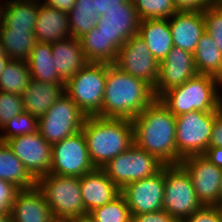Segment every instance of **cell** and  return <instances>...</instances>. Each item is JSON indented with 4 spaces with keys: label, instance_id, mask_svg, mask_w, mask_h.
Listing matches in <instances>:
<instances>
[{
    "label": "cell",
    "instance_id": "f907efd6",
    "mask_svg": "<svg viewBox=\"0 0 222 222\" xmlns=\"http://www.w3.org/2000/svg\"><path fill=\"white\" fill-rule=\"evenodd\" d=\"M0 57H8L6 54H5V51H4V47L0 41Z\"/></svg>",
    "mask_w": 222,
    "mask_h": 222
},
{
    "label": "cell",
    "instance_id": "7a4b0ae2",
    "mask_svg": "<svg viewBox=\"0 0 222 222\" xmlns=\"http://www.w3.org/2000/svg\"><path fill=\"white\" fill-rule=\"evenodd\" d=\"M155 99L153 87L146 81L108 64L102 118L132 120Z\"/></svg>",
    "mask_w": 222,
    "mask_h": 222
},
{
    "label": "cell",
    "instance_id": "f5cc1de1",
    "mask_svg": "<svg viewBox=\"0 0 222 222\" xmlns=\"http://www.w3.org/2000/svg\"><path fill=\"white\" fill-rule=\"evenodd\" d=\"M51 222H68V221L61 220V219H53Z\"/></svg>",
    "mask_w": 222,
    "mask_h": 222
},
{
    "label": "cell",
    "instance_id": "30bf717a",
    "mask_svg": "<svg viewBox=\"0 0 222 222\" xmlns=\"http://www.w3.org/2000/svg\"><path fill=\"white\" fill-rule=\"evenodd\" d=\"M163 165L154 155L134 143L126 151L109 160L101 169L121 190L130 182L154 175Z\"/></svg>",
    "mask_w": 222,
    "mask_h": 222
},
{
    "label": "cell",
    "instance_id": "4316f807",
    "mask_svg": "<svg viewBox=\"0 0 222 222\" xmlns=\"http://www.w3.org/2000/svg\"><path fill=\"white\" fill-rule=\"evenodd\" d=\"M0 179L10 182L20 189L36 186V180L15 156L7 143L0 141Z\"/></svg>",
    "mask_w": 222,
    "mask_h": 222
},
{
    "label": "cell",
    "instance_id": "1f68e13d",
    "mask_svg": "<svg viewBox=\"0 0 222 222\" xmlns=\"http://www.w3.org/2000/svg\"><path fill=\"white\" fill-rule=\"evenodd\" d=\"M98 17L94 0H76L73 9L68 13L71 37L78 39L89 32L96 26Z\"/></svg>",
    "mask_w": 222,
    "mask_h": 222
},
{
    "label": "cell",
    "instance_id": "d590c367",
    "mask_svg": "<svg viewBox=\"0 0 222 222\" xmlns=\"http://www.w3.org/2000/svg\"><path fill=\"white\" fill-rule=\"evenodd\" d=\"M205 32L222 53V3H212L203 11Z\"/></svg>",
    "mask_w": 222,
    "mask_h": 222
},
{
    "label": "cell",
    "instance_id": "6da1fadb",
    "mask_svg": "<svg viewBox=\"0 0 222 222\" xmlns=\"http://www.w3.org/2000/svg\"><path fill=\"white\" fill-rule=\"evenodd\" d=\"M134 143L164 165L180 164L175 141L176 117L156 98L132 119Z\"/></svg>",
    "mask_w": 222,
    "mask_h": 222
},
{
    "label": "cell",
    "instance_id": "bcb514c9",
    "mask_svg": "<svg viewBox=\"0 0 222 222\" xmlns=\"http://www.w3.org/2000/svg\"><path fill=\"white\" fill-rule=\"evenodd\" d=\"M9 61V57H0V75L3 73V69Z\"/></svg>",
    "mask_w": 222,
    "mask_h": 222
},
{
    "label": "cell",
    "instance_id": "8fae6325",
    "mask_svg": "<svg viewBox=\"0 0 222 222\" xmlns=\"http://www.w3.org/2000/svg\"><path fill=\"white\" fill-rule=\"evenodd\" d=\"M94 169L82 130L52 145L49 173L80 178Z\"/></svg>",
    "mask_w": 222,
    "mask_h": 222
},
{
    "label": "cell",
    "instance_id": "681fc988",
    "mask_svg": "<svg viewBox=\"0 0 222 222\" xmlns=\"http://www.w3.org/2000/svg\"><path fill=\"white\" fill-rule=\"evenodd\" d=\"M17 1H22V2H28V3H35V4H42V0H17Z\"/></svg>",
    "mask_w": 222,
    "mask_h": 222
},
{
    "label": "cell",
    "instance_id": "ffe728a7",
    "mask_svg": "<svg viewBox=\"0 0 222 222\" xmlns=\"http://www.w3.org/2000/svg\"><path fill=\"white\" fill-rule=\"evenodd\" d=\"M79 182L87 215L93 209L112 201L121 193V190L101 168H95L84 174L79 178Z\"/></svg>",
    "mask_w": 222,
    "mask_h": 222
},
{
    "label": "cell",
    "instance_id": "52a82bcc",
    "mask_svg": "<svg viewBox=\"0 0 222 222\" xmlns=\"http://www.w3.org/2000/svg\"><path fill=\"white\" fill-rule=\"evenodd\" d=\"M164 194L162 206L172 217L182 222L203 207L190 175L181 164L164 165Z\"/></svg>",
    "mask_w": 222,
    "mask_h": 222
},
{
    "label": "cell",
    "instance_id": "b9f144b4",
    "mask_svg": "<svg viewBox=\"0 0 222 222\" xmlns=\"http://www.w3.org/2000/svg\"><path fill=\"white\" fill-rule=\"evenodd\" d=\"M209 147H222V106L215 115Z\"/></svg>",
    "mask_w": 222,
    "mask_h": 222
},
{
    "label": "cell",
    "instance_id": "7dc6e473",
    "mask_svg": "<svg viewBox=\"0 0 222 222\" xmlns=\"http://www.w3.org/2000/svg\"><path fill=\"white\" fill-rule=\"evenodd\" d=\"M69 222H94L89 215H85L83 217H79V218H76V219H73Z\"/></svg>",
    "mask_w": 222,
    "mask_h": 222
},
{
    "label": "cell",
    "instance_id": "d6986e66",
    "mask_svg": "<svg viewBox=\"0 0 222 222\" xmlns=\"http://www.w3.org/2000/svg\"><path fill=\"white\" fill-rule=\"evenodd\" d=\"M10 217L13 222H51L55 219L37 185L18 190L10 210Z\"/></svg>",
    "mask_w": 222,
    "mask_h": 222
},
{
    "label": "cell",
    "instance_id": "3957f363",
    "mask_svg": "<svg viewBox=\"0 0 222 222\" xmlns=\"http://www.w3.org/2000/svg\"><path fill=\"white\" fill-rule=\"evenodd\" d=\"M82 132L95 168H102L134 144L133 123L129 119L87 116Z\"/></svg>",
    "mask_w": 222,
    "mask_h": 222
},
{
    "label": "cell",
    "instance_id": "ba28073f",
    "mask_svg": "<svg viewBox=\"0 0 222 222\" xmlns=\"http://www.w3.org/2000/svg\"><path fill=\"white\" fill-rule=\"evenodd\" d=\"M86 117L75 101L64 93L38 119V132L52 146L81 131Z\"/></svg>",
    "mask_w": 222,
    "mask_h": 222
},
{
    "label": "cell",
    "instance_id": "7c38bea8",
    "mask_svg": "<svg viewBox=\"0 0 222 222\" xmlns=\"http://www.w3.org/2000/svg\"><path fill=\"white\" fill-rule=\"evenodd\" d=\"M120 70L140 78L155 87L159 77V63L138 35L131 36L118 51L114 63Z\"/></svg>",
    "mask_w": 222,
    "mask_h": 222
},
{
    "label": "cell",
    "instance_id": "277c9868",
    "mask_svg": "<svg viewBox=\"0 0 222 222\" xmlns=\"http://www.w3.org/2000/svg\"><path fill=\"white\" fill-rule=\"evenodd\" d=\"M220 80L196 74L181 86L163 92L158 99L176 117L194 110L217 111L222 106Z\"/></svg>",
    "mask_w": 222,
    "mask_h": 222
},
{
    "label": "cell",
    "instance_id": "8d00e7d4",
    "mask_svg": "<svg viewBox=\"0 0 222 222\" xmlns=\"http://www.w3.org/2000/svg\"><path fill=\"white\" fill-rule=\"evenodd\" d=\"M24 112L22 95L0 91V130L14 116Z\"/></svg>",
    "mask_w": 222,
    "mask_h": 222
},
{
    "label": "cell",
    "instance_id": "484cf974",
    "mask_svg": "<svg viewBox=\"0 0 222 222\" xmlns=\"http://www.w3.org/2000/svg\"><path fill=\"white\" fill-rule=\"evenodd\" d=\"M78 39L88 63H115L119 48L104 37L96 26Z\"/></svg>",
    "mask_w": 222,
    "mask_h": 222
},
{
    "label": "cell",
    "instance_id": "d4e9b609",
    "mask_svg": "<svg viewBox=\"0 0 222 222\" xmlns=\"http://www.w3.org/2000/svg\"><path fill=\"white\" fill-rule=\"evenodd\" d=\"M1 24L10 30L34 32L38 16V4L17 0L0 2Z\"/></svg>",
    "mask_w": 222,
    "mask_h": 222
},
{
    "label": "cell",
    "instance_id": "cb8c5ba5",
    "mask_svg": "<svg viewBox=\"0 0 222 222\" xmlns=\"http://www.w3.org/2000/svg\"><path fill=\"white\" fill-rule=\"evenodd\" d=\"M138 35L158 63L162 62L174 47L168 19L140 20Z\"/></svg>",
    "mask_w": 222,
    "mask_h": 222
},
{
    "label": "cell",
    "instance_id": "f1b7e54d",
    "mask_svg": "<svg viewBox=\"0 0 222 222\" xmlns=\"http://www.w3.org/2000/svg\"><path fill=\"white\" fill-rule=\"evenodd\" d=\"M33 80L48 83H64L55 68L51 44L37 41L27 60Z\"/></svg>",
    "mask_w": 222,
    "mask_h": 222
},
{
    "label": "cell",
    "instance_id": "5b68a950",
    "mask_svg": "<svg viewBox=\"0 0 222 222\" xmlns=\"http://www.w3.org/2000/svg\"><path fill=\"white\" fill-rule=\"evenodd\" d=\"M36 185L43 193L55 219L69 222L87 215L79 177L49 173L38 179Z\"/></svg>",
    "mask_w": 222,
    "mask_h": 222
},
{
    "label": "cell",
    "instance_id": "74e56055",
    "mask_svg": "<svg viewBox=\"0 0 222 222\" xmlns=\"http://www.w3.org/2000/svg\"><path fill=\"white\" fill-rule=\"evenodd\" d=\"M18 188L10 182L0 179V214L10 215Z\"/></svg>",
    "mask_w": 222,
    "mask_h": 222
},
{
    "label": "cell",
    "instance_id": "f546056e",
    "mask_svg": "<svg viewBox=\"0 0 222 222\" xmlns=\"http://www.w3.org/2000/svg\"><path fill=\"white\" fill-rule=\"evenodd\" d=\"M0 41L10 60L27 61L37 43L35 33L30 30H10L0 25Z\"/></svg>",
    "mask_w": 222,
    "mask_h": 222
},
{
    "label": "cell",
    "instance_id": "f6af8a7d",
    "mask_svg": "<svg viewBox=\"0 0 222 222\" xmlns=\"http://www.w3.org/2000/svg\"><path fill=\"white\" fill-rule=\"evenodd\" d=\"M75 1L76 0H44L42 4L69 13L73 9Z\"/></svg>",
    "mask_w": 222,
    "mask_h": 222
},
{
    "label": "cell",
    "instance_id": "e0dca14e",
    "mask_svg": "<svg viewBox=\"0 0 222 222\" xmlns=\"http://www.w3.org/2000/svg\"><path fill=\"white\" fill-rule=\"evenodd\" d=\"M196 74L193 53L173 47L159 63V77L153 88L156 98L165 91L181 86Z\"/></svg>",
    "mask_w": 222,
    "mask_h": 222
},
{
    "label": "cell",
    "instance_id": "836d02e7",
    "mask_svg": "<svg viewBox=\"0 0 222 222\" xmlns=\"http://www.w3.org/2000/svg\"><path fill=\"white\" fill-rule=\"evenodd\" d=\"M140 20L169 19L177 12L173 0H132Z\"/></svg>",
    "mask_w": 222,
    "mask_h": 222
},
{
    "label": "cell",
    "instance_id": "11a10c76",
    "mask_svg": "<svg viewBox=\"0 0 222 222\" xmlns=\"http://www.w3.org/2000/svg\"><path fill=\"white\" fill-rule=\"evenodd\" d=\"M213 3H222V0H212Z\"/></svg>",
    "mask_w": 222,
    "mask_h": 222
},
{
    "label": "cell",
    "instance_id": "9a60e30c",
    "mask_svg": "<svg viewBox=\"0 0 222 222\" xmlns=\"http://www.w3.org/2000/svg\"><path fill=\"white\" fill-rule=\"evenodd\" d=\"M180 164L190 175L195 193L203 206H217L220 193L222 169L203 155H192Z\"/></svg>",
    "mask_w": 222,
    "mask_h": 222
},
{
    "label": "cell",
    "instance_id": "8992f818",
    "mask_svg": "<svg viewBox=\"0 0 222 222\" xmlns=\"http://www.w3.org/2000/svg\"><path fill=\"white\" fill-rule=\"evenodd\" d=\"M107 69L105 63H87L65 84V93L86 116L101 117Z\"/></svg>",
    "mask_w": 222,
    "mask_h": 222
},
{
    "label": "cell",
    "instance_id": "2e32d148",
    "mask_svg": "<svg viewBox=\"0 0 222 222\" xmlns=\"http://www.w3.org/2000/svg\"><path fill=\"white\" fill-rule=\"evenodd\" d=\"M140 19L133 2L126 0L96 20L98 31L120 48L131 36L138 34Z\"/></svg>",
    "mask_w": 222,
    "mask_h": 222
},
{
    "label": "cell",
    "instance_id": "5bb4252c",
    "mask_svg": "<svg viewBox=\"0 0 222 222\" xmlns=\"http://www.w3.org/2000/svg\"><path fill=\"white\" fill-rule=\"evenodd\" d=\"M164 165L154 175L133 181L121 189L131 215L151 213L164 210L162 206L164 194Z\"/></svg>",
    "mask_w": 222,
    "mask_h": 222
},
{
    "label": "cell",
    "instance_id": "60d3db41",
    "mask_svg": "<svg viewBox=\"0 0 222 222\" xmlns=\"http://www.w3.org/2000/svg\"><path fill=\"white\" fill-rule=\"evenodd\" d=\"M177 11H204L212 0H173Z\"/></svg>",
    "mask_w": 222,
    "mask_h": 222
},
{
    "label": "cell",
    "instance_id": "603a6c76",
    "mask_svg": "<svg viewBox=\"0 0 222 222\" xmlns=\"http://www.w3.org/2000/svg\"><path fill=\"white\" fill-rule=\"evenodd\" d=\"M34 33L37 41L49 44L71 36L68 13L38 4Z\"/></svg>",
    "mask_w": 222,
    "mask_h": 222
},
{
    "label": "cell",
    "instance_id": "4fadbf2b",
    "mask_svg": "<svg viewBox=\"0 0 222 222\" xmlns=\"http://www.w3.org/2000/svg\"><path fill=\"white\" fill-rule=\"evenodd\" d=\"M6 143L36 181L49 174L52 146L39 132L17 136Z\"/></svg>",
    "mask_w": 222,
    "mask_h": 222
},
{
    "label": "cell",
    "instance_id": "ac0fdd59",
    "mask_svg": "<svg viewBox=\"0 0 222 222\" xmlns=\"http://www.w3.org/2000/svg\"><path fill=\"white\" fill-rule=\"evenodd\" d=\"M174 47L194 53L205 33L202 11H177L169 19Z\"/></svg>",
    "mask_w": 222,
    "mask_h": 222
},
{
    "label": "cell",
    "instance_id": "9c48e42d",
    "mask_svg": "<svg viewBox=\"0 0 222 222\" xmlns=\"http://www.w3.org/2000/svg\"><path fill=\"white\" fill-rule=\"evenodd\" d=\"M217 111H198L176 116L177 154L183 159L203 155L209 147L212 127Z\"/></svg>",
    "mask_w": 222,
    "mask_h": 222
},
{
    "label": "cell",
    "instance_id": "c3c4849f",
    "mask_svg": "<svg viewBox=\"0 0 222 222\" xmlns=\"http://www.w3.org/2000/svg\"><path fill=\"white\" fill-rule=\"evenodd\" d=\"M0 222H13L10 215H1L0 214Z\"/></svg>",
    "mask_w": 222,
    "mask_h": 222
},
{
    "label": "cell",
    "instance_id": "e575fe53",
    "mask_svg": "<svg viewBox=\"0 0 222 222\" xmlns=\"http://www.w3.org/2000/svg\"><path fill=\"white\" fill-rule=\"evenodd\" d=\"M38 119L29 113L23 112L14 116L4 127L0 130V141L7 142L17 136L26 134H33L38 132Z\"/></svg>",
    "mask_w": 222,
    "mask_h": 222
},
{
    "label": "cell",
    "instance_id": "d6a6232c",
    "mask_svg": "<svg viewBox=\"0 0 222 222\" xmlns=\"http://www.w3.org/2000/svg\"><path fill=\"white\" fill-rule=\"evenodd\" d=\"M94 222H131L132 216L124 196L120 193L107 204L88 213Z\"/></svg>",
    "mask_w": 222,
    "mask_h": 222
},
{
    "label": "cell",
    "instance_id": "7bdbcfd3",
    "mask_svg": "<svg viewBox=\"0 0 222 222\" xmlns=\"http://www.w3.org/2000/svg\"><path fill=\"white\" fill-rule=\"evenodd\" d=\"M126 0H94L95 12L102 16L105 12L121 7Z\"/></svg>",
    "mask_w": 222,
    "mask_h": 222
},
{
    "label": "cell",
    "instance_id": "ab89813d",
    "mask_svg": "<svg viewBox=\"0 0 222 222\" xmlns=\"http://www.w3.org/2000/svg\"><path fill=\"white\" fill-rule=\"evenodd\" d=\"M131 216L132 222H179L165 210Z\"/></svg>",
    "mask_w": 222,
    "mask_h": 222
},
{
    "label": "cell",
    "instance_id": "44dd1931",
    "mask_svg": "<svg viewBox=\"0 0 222 222\" xmlns=\"http://www.w3.org/2000/svg\"><path fill=\"white\" fill-rule=\"evenodd\" d=\"M51 49L56 71L65 84L88 63L77 38L58 40L51 44Z\"/></svg>",
    "mask_w": 222,
    "mask_h": 222
},
{
    "label": "cell",
    "instance_id": "4dcf8cb0",
    "mask_svg": "<svg viewBox=\"0 0 222 222\" xmlns=\"http://www.w3.org/2000/svg\"><path fill=\"white\" fill-rule=\"evenodd\" d=\"M31 79L27 61L10 60L0 75V91L22 95Z\"/></svg>",
    "mask_w": 222,
    "mask_h": 222
},
{
    "label": "cell",
    "instance_id": "ee69618b",
    "mask_svg": "<svg viewBox=\"0 0 222 222\" xmlns=\"http://www.w3.org/2000/svg\"><path fill=\"white\" fill-rule=\"evenodd\" d=\"M203 156L215 166L222 169V147H208Z\"/></svg>",
    "mask_w": 222,
    "mask_h": 222
},
{
    "label": "cell",
    "instance_id": "83f0119b",
    "mask_svg": "<svg viewBox=\"0 0 222 222\" xmlns=\"http://www.w3.org/2000/svg\"><path fill=\"white\" fill-rule=\"evenodd\" d=\"M193 57L198 74L222 79V53L206 32L199 39Z\"/></svg>",
    "mask_w": 222,
    "mask_h": 222
},
{
    "label": "cell",
    "instance_id": "f35d334b",
    "mask_svg": "<svg viewBox=\"0 0 222 222\" xmlns=\"http://www.w3.org/2000/svg\"><path fill=\"white\" fill-rule=\"evenodd\" d=\"M182 222H222V216L217 206H203Z\"/></svg>",
    "mask_w": 222,
    "mask_h": 222
},
{
    "label": "cell",
    "instance_id": "db71d44e",
    "mask_svg": "<svg viewBox=\"0 0 222 222\" xmlns=\"http://www.w3.org/2000/svg\"><path fill=\"white\" fill-rule=\"evenodd\" d=\"M217 207L219 208L221 216H222V204L221 205H217Z\"/></svg>",
    "mask_w": 222,
    "mask_h": 222
},
{
    "label": "cell",
    "instance_id": "816d5d0a",
    "mask_svg": "<svg viewBox=\"0 0 222 222\" xmlns=\"http://www.w3.org/2000/svg\"><path fill=\"white\" fill-rule=\"evenodd\" d=\"M222 204V179H221V186H220V193L218 198V205Z\"/></svg>",
    "mask_w": 222,
    "mask_h": 222
},
{
    "label": "cell",
    "instance_id": "7402d4cb",
    "mask_svg": "<svg viewBox=\"0 0 222 222\" xmlns=\"http://www.w3.org/2000/svg\"><path fill=\"white\" fill-rule=\"evenodd\" d=\"M64 93L65 83H48L31 79L22 94L24 112L39 119Z\"/></svg>",
    "mask_w": 222,
    "mask_h": 222
}]
</instances>
